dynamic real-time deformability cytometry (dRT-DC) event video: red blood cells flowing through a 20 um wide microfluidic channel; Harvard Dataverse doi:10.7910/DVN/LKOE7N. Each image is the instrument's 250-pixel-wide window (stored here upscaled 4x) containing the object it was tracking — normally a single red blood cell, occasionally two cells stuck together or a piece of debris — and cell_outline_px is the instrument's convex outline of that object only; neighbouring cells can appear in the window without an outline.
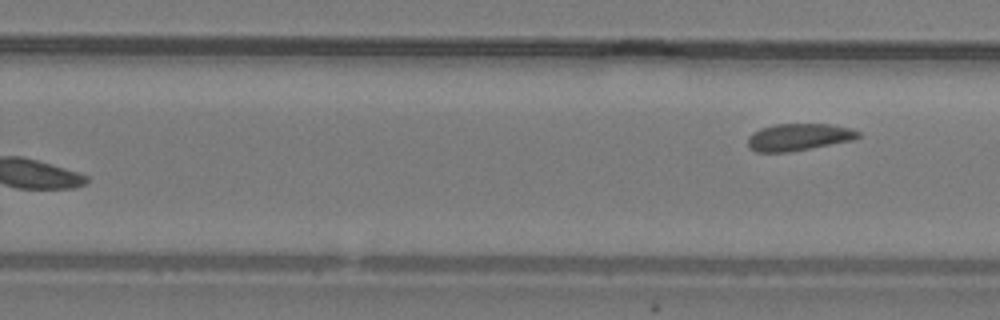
{"species": "common noctule bat (a hibernating species)", "species_latin": "Nyctalus noctula", "temperature_condition": "warm", "stored_images_in_passage": 17, "segment_of_instrument_passage": [2, 2], "camera_frame_rate_fps": 3000, "um_per_image_px": 0.085, "animal": {"sex": "male", "body_mass_g": 19.2, "forearm_length_mm": 51.8}, "frame": {"image": 1, "passage_image": 17, "time_ms": 5.333, "image_size_px": [1000, 320], "cell_outline_px": [[860, 136], [856, 140], [788, 152], [756, 152], [748, 148], [748, 136], [752, 132], [760, 128], [772, 124], [828, 124], [848, 128], [860, 132]], "centroid_in_image_um": [67.86, 11.65], "position_along_channel_um": 261.9, "area_um2": 17.57}}